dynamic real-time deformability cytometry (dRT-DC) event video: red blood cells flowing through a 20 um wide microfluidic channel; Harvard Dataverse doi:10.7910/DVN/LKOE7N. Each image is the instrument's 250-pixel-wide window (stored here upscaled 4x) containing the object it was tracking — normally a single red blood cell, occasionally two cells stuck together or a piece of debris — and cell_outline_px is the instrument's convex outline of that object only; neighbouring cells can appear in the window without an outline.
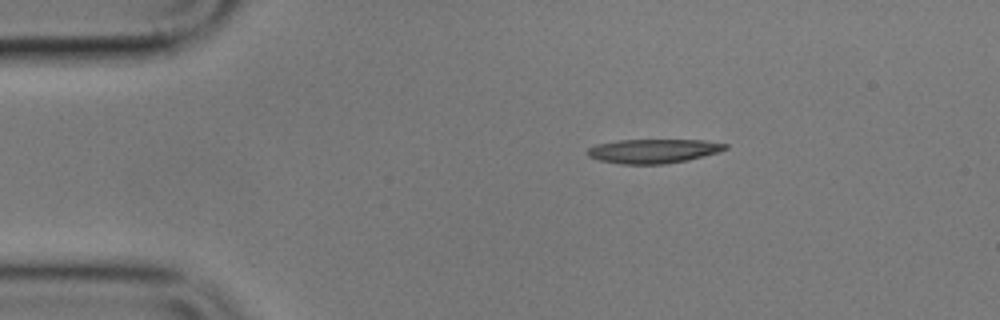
{"species": "common noctule bat (a hibernating species)", "species_latin": "Nyctalus noctula", "temperature_condition": "cold", "stored_images_in_passage": 2, "camera_frame_rate_fps": 3000, "um_per_image_px": 0.085, "animal": {"sex": "male", "body_mass_g": 17.9}, "frame": {"image": 1, "passage_image": 1, "time_ms": 0.0, "image_size_px": [1000, 320], "cell_outline_px": [[728, 148], [720, 152], [688, 160], [664, 164], [620, 164], [600, 160], [588, 156], [584, 152], [588, 148], [596, 144], [616, 140], [704, 140], [728, 144]], "centroid_in_image_um": [55.52, 12.83], "position_along_channel_um": 29.5, "area_um2": 19.59}}